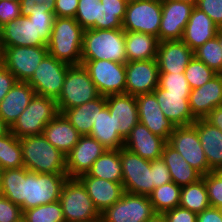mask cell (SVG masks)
Instances as JSON below:
<instances>
[{
  "label": "cell",
  "mask_w": 222,
  "mask_h": 222,
  "mask_svg": "<svg viewBox=\"0 0 222 222\" xmlns=\"http://www.w3.org/2000/svg\"><path fill=\"white\" fill-rule=\"evenodd\" d=\"M218 209H219V211H220V213H221V215H222V205L219 206Z\"/></svg>",
  "instance_id": "03108f58"
},
{
  "label": "cell",
  "mask_w": 222,
  "mask_h": 222,
  "mask_svg": "<svg viewBox=\"0 0 222 222\" xmlns=\"http://www.w3.org/2000/svg\"><path fill=\"white\" fill-rule=\"evenodd\" d=\"M194 56L216 73L222 74V49L216 36L196 49Z\"/></svg>",
  "instance_id": "60d3db41"
},
{
  "label": "cell",
  "mask_w": 222,
  "mask_h": 222,
  "mask_svg": "<svg viewBox=\"0 0 222 222\" xmlns=\"http://www.w3.org/2000/svg\"><path fill=\"white\" fill-rule=\"evenodd\" d=\"M59 201L65 222H86L101 216L78 178H67Z\"/></svg>",
  "instance_id": "52a82bcc"
},
{
  "label": "cell",
  "mask_w": 222,
  "mask_h": 222,
  "mask_svg": "<svg viewBox=\"0 0 222 222\" xmlns=\"http://www.w3.org/2000/svg\"><path fill=\"white\" fill-rule=\"evenodd\" d=\"M78 179L85 186L88 195L100 214L116 203L124 193L121 183L92 177L88 173L80 175Z\"/></svg>",
  "instance_id": "d4e9b609"
},
{
  "label": "cell",
  "mask_w": 222,
  "mask_h": 222,
  "mask_svg": "<svg viewBox=\"0 0 222 222\" xmlns=\"http://www.w3.org/2000/svg\"><path fill=\"white\" fill-rule=\"evenodd\" d=\"M43 135L65 156L77 144L81 136L62 113H59L45 126Z\"/></svg>",
  "instance_id": "83f0119b"
},
{
  "label": "cell",
  "mask_w": 222,
  "mask_h": 222,
  "mask_svg": "<svg viewBox=\"0 0 222 222\" xmlns=\"http://www.w3.org/2000/svg\"><path fill=\"white\" fill-rule=\"evenodd\" d=\"M86 222H105L102 216L97 217L96 219H93L91 221Z\"/></svg>",
  "instance_id": "94428289"
},
{
  "label": "cell",
  "mask_w": 222,
  "mask_h": 222,
  "mask_svg": "<svg viewBox=\"0 0 222 222\" xmlns=\"http://www.w3.org/2000/svg\"><path fill=\"white\" fill-rule=\"evenodd\" d=\"M167 141L153 134L144 124L138 122L124 140V147L147 160L160 159Z\"/></svg>",
  "instance_id": "603a6c76"
},
{
  "label": "cell",
  "mask_w": 222,
  "mask_h": 222,
  "mask_svg": "<svg viewBox=\"0 0 222 222\" xmlns=\"http://www.w3.org/2000/svg\"><path fill=\"white\" fill-rule=\"evenodd\" d=\"M204 119L222 131V106L213 109Z\"/></svg>",
  "instance_id": "11a10c76"
},
{
  "label": "cell",
  "mask_w": 222,
  "mask_h": 222,
  "mask_svg": "<svg viewBox=\"0 0 222 222\" xmlns=\"http://www.w3.org/2000/svg\"><path fill=\"white\" fill-rule=\"evenodd\" d=\"M106 103L114 118L116 131L125 140L139 122L136 96L126 93L111 94L106 96Z\"/></svg>",
  "instance_id": "d6986e66"
},
{
  "label": "cell",
  "mask_w": 222,
  "mask_h": 222,
  "mask_svg": "<svg viewBox=\"0 0 222 222\" xmlns=\"http://www.w3.org/2000/svg\"><path fill=\"white\" fill-rule=\"evenodd\" d=\"M24 167L20 140L11 131L0 137V168L17 169Z\"/></svg>",
  "instance_id": "8d00e7d4"
},
{
  "label": "cell",
  "mask_w": 222,
  "mask_h": 222,
  "mask_svg": "<svg viewBox=\"0 0 222 222\" xmlns=\"http://www.w3.org/2000/svg\"><path fill=\"white\" fill-rule=\"evenodd\" d=\"M89 136L96 139L107 150H118L124 147V139L116 131L114 118L110 115L107 106L99 113Z\"/></svg>",
  "instance_id": "d6a6232c"
},
{
  "label": "cell",
  "mask_w": 222,
  "mask_h": 222,
  "mask_svg": "<svg viewBox=\"0 0 222 222\" xmlns=\"http://www.w3.org/2000/svg\"><path fill=\"white\" fill-rule=\"evenodd\" d=\"M147 222H168L164 213H155Z\"/></svg>",
  "instance_id": "680465c9"
},
{
  "label": "cell",
  "mask_w": 222,
  "mask_h": 222,
  "mask_svg": "<svg viewBox=\"0 0 222 222\" xmlns=\"http://www.w3.org/2000/svg\"><path fill=\"white\" fill-rule=\"evenodd\" d=\"M79 0H54L52 10L55 17L75 18Z\"/></svg>",
  "instance_id": "f907efd6"
},
{
  "label": "cell",
  "mask_w": 222,
  "mask_h": 222,
  "mask_svg": "<svg viewBox=\"0 0 222 222\" xmlns=\"http://www.w3.org/2000/svg\"><path fill=\"white\" fill-rule=\"evenodd\" d=\"M100 95L124 94L126 86L125 63L108 60H81Z\"/></svg>",
  "instance_id": "8fae6325"
},
{
  "label": "cell",
  "mask_w": 222,
  "mask_h": 222,
  "mask_svg": "<svg viewBox=\"0 0 222 222\" xmlns=\"http://www.w3.org/2000/svg\"><path fill=\"white\" fill-rule=\"evenodd\" d=\"M50 5L54 4V0H47Z\"/></svg>",
  "instance_id": "be15d7a7"
},
{
  "label": "cell",
  "mask_w": 222,
  "mask_h": 222,
  "mask_svg": "<svg viewBox=\"0 0 222 222\" xmlns=\"http://www.w3.org/2000/svg\"><path fill=\"white\" fill-rule=\"evenodd\" d=\"M22 217V209L0 194V222H22Z\"/></svg>",
  "instance_id": "bcb514c9"
},
{
  "label": "cell",
  "mask_w": 222,
  "mask_h": 222,
  "mask_svg": "<svg viewBox=\"0 0 222 222\" xmlns=\"http://www.w3.org/2000/svg\"><path fill=\"white\" fill-rule=\"evenodd\" d=\"M195 5L178 1L162 0V16L158 40H182L184 29Z\"/></svg>",
  "instance_id": "9a60e30c"
},
{
  "label": "cell",
  "mask_w": 222,
  "mask_h": 222,
  "mask_svg": "<svg viewBox=\"0 0 222 222\" xmlns=\"http://www.w3.org/2000/svg\"><path fill=\"white\" fill-rule=\"evenodd\" d=\"M48 3L47 0H21L20 7H21V16H28L32 11V7L35 4H45Z\"/></svg>",
  "instance_id": "9f6ffc18"
},
{
  "label": "cell",
  "mask_w": 222,
  "mask_h": 222,
  "mask_svg": "<svg viewBox=\"0 0 222 222\" xmlns=\"http://www.w3.org/2000/svg\"><path fill=\"white\" fill-rule=\"evenodd\" d=\"M84 29L75 18L55 17L48 54L69 65H80Z\"/></svg>",
  "instance_id": "7a4b0ae2"
},
{
  "label": "cell",
  "mask_w": 222,
  "mask_h": 222,
  "mask_svg": "<svg viewBox=\"0 0 222 222\" xmlns=\"http://www.w3.org/2000/svg\"><path fill=\"white\" fill-rule=\"evenodd\" d=\"M125 1L128 3V2H133V1H136V0H125Z\"/></svg>",
  "instance_id": "89a4df30"
},
{
  "label": "cell",
  "mask_w": 222,
  "mask_h": 222,
  "mask_svg": "<svg viewBox=\"0 0 222 222\" xmlns=\"http://www.w3.org/2000/svg\"><path fill=\"white\" fill-rule=\"evenodd\" d=\"M205 182L211 207L222 205V175L218 171H210L202 176Z\"/></svg>",
  "instance_id": "f6af8a7d"
},
{
  "label": "cell",
  "mask_w": 222,
  "mask_h": 222,
  "mask_svg": "<svg viewBox=\"0 0 222 222\" xmlns=\"http://www.w3.org/2000/svg\"><path fill=\"white\" fill-rule=\"evenodd\" d=\"M162 16V0L128 2L122 22L124 31H137L158 38Z\"/></svg>",
  "instance_id": "30bf717a"
},
{
  "label": "cell",
  "mask_w": 222,
  "mask_h": 222,
  "mask_svg": "<svg viewBox=\"0 0 222 222\" xmlns=\"http://www.w3.org/2000/svg\"><path fill=\"white\" fill-rule=\"evenodd\" d=\"M193 125L197 129L209 167L217 171L222 167V131L205 119H196Z\"/></svg>",
  "instance_id": "f1b7e54d"
},
{
  "label": "cell",
  "mask_w": 222,
  "mask_h": 222,
  "mask_svg": "<svg viewBox=\"0 0 222 222\" xmlns=\"http://www.w3.org/2000/svg\"><path fill=\"white\" fill-rule=\"evenodd\" d=\"M197 222H222V215L218 208L209 207L198 213Z\"/></svg>",
  "instance_id": "db71d44e"
},
{
  "label": "cell",
  "mask_w": 222,
  "mask_h": 222,
  "mask_svg": "<svg viewBox=\"0 0 222 222\" xmlns=\"http://www.w3.org/2000/svg\"><path fill=\"white\" fill-rule=\"evenodd\" d=\"M216 37L218 38L219 45L221 46L222 49V28H219Z\"/></svg>",
  "instance_id": "91938a15"
},
{
  "label": "cell",
  "mask_w": 222,
  "mask_h": 222,
  "mask_svg": "<svg viewBox=\"0 0 222 222\" xmlns=\"http://www.w3.org/2000/svg\"><path fill=\"white\" fill-rule=\"evenodd\" d=\"M218 29L212 19L195 6L184 29L182 41L194 52L205 42L213 39Z\"/></svg>",
  "instance_id": "484cf974"
},
{
  "label": "cell",
  "mask_w": 222,
  "mask_h": 222,
  "mask_svg": "<svg viewBox=\"0 0 222 222\" xmlns=\"http://www.w3.org/2000/svg\"><path fill=\"white\" fill-rule=\"evenodd\" d=\"M0 49L1 63L18 82H28L48 54L47 46H0Z\"/></svg>",
  "instance_id": "9c48e42d"
},
{
  "label": "cell",
  "mask_w": 222,
  "mask_h": 222,
  "mask_svg": "<svg viewBox=\"0 0 222 222\" xmlns=\"http://www.w3.org/2000/svg\"><path fill=\"white\" fill-rule=\"evenodd\" d=\"M184 74L192 90L203 86L218 73L194 56L186 67Z\"/></svg>",
  "instance_id": "b9f144b4"
},
{
  "label": "cell",
  "mask_w": 222,
  "mask_h": 222,
  "mask_svg": "<svg viewBox=\"0 0 222 222\" xmlns=\"http://www.w3.org/2000/svg\"><path fill=\"white\" fill-rule=\"evenodd\" d=\"M158 86L175 94H190L191 91L184 73H159Z\"/></svg>",
  "instance_id": "7bdbcfd3"
},
{
  "label": "cell",
  "mask_w": 222,
  "mask_h": 222,
  "mask_svg": "<svg viewBox=\"0 0 222 222\" xmlns=\"http://www.w3.org/2000/svg\"><path fill=\"white\" fill-rule=\"evenodd\" d=\"M196 7L205 12L219 28H222V0H198Z\"/></svg>",
  "instance_id": "7dc6e473"
},
{
  "label": "cell",
  "mask_w": 222,
  "mask_h": 222,
  "mask_svg": "<svg viewBox=\"0 0 222 222\" xmlns=\"http://www.w3.org/2000/svg\"><path fill=\"white\" fill-rule=\"evenodd\" d=\"M178 1L188 2V3H191V4L195 5V6H196V4L198 2V0H178Z\"/></svg>",
  "instance_id": "6125c7cd"
},
{
  "label": "cell",
  "mask_w": 222,
  "mask_h": 222,
  "mask_svg": "<svg viewBox=\"0 0 222 222\" xmlns=\"http://www.w3.org/2000/svg\"><path fill=\"white\" fill-rule=\"evenodd\" d=\"M182 187L173 181L157 187L149 195L150 202L156 213H164L179 206Z\"/></svg>",
  "instance_id": "74e56055"
},
{
  "label": "cell",
  "mask_w": 222,
  "mask_h": 222,
  "mask_svg": "<svg viewBox=\"0 0 222 222\" xmlns=\"http://www.w3.org/2000/svg\"><path fill=\"white\" fill-rule=\"evenodd\" d=\"M0 46H47L37 27L27 16H20L0 28Z\"/></svg>",
  "instance_id": "ffe728a7"
},
{
  "label": "cell",
  "mask_w": 222,
  "mask_h": 222,
  "mask_svg": "<svg viewBox=\"0 0 222 222\" xmlns=\"http://www.w3.org/2000/svg\"><path fill=\"white\" fill-rule=\"evenodd\" d=\"M151 169H152V177H153V184H154V189L157 187L162 186L163 184L170 183L171 177L169 173V169L162 160L156 159L151 161Z\"/></svg>",
  "instance_id": "c3c4849f"
},
{
  "label": "cell",
  "mask_w": 222,
  "mask_h": 222,
  "mask_svg": "<svg viewBox=\"0 0 222 222\" xmlns=\"http://www.w3.org/2000/svg\"><path fill=\"white\" fill-rule=\"evenodd\" d=\"M188 101L195 119H204L213 109L222 106V74L192 89Z\"/></svg>",
  "instance_id": "7402d4cb"
},
{
  "label": "cell",
  "mask_w": 222,
  "mask_h": 222,
  "mask_svg": "<svg viewBox=\"0 0 222 222\" xmlns=\"http://www.w3.org/2000/svg\"><path fill=\"white\" fill-rule=\"evenodd\" d=\"M107 149L89 135H81L77 144L66 155L68 178H78L87 173L95 160Z\"/></svg>",
  "instance_id": "e0dca14e"
},
{
  "label": "cell",
  "mask_w": 222,
  "mask_h": 222,
  "mask_svg": "<svg viewBox=\"0 0 222 222\" xmlns=\"http://www.w3.org/2000/svg\"><path fill=\"white\" fill-rule=\"evenodd\" d=\"M168 222H197L198 214L181 206L164 212Z\"/></svg>",
  "instance_id": "816d5d0a"
},
{
  "label": "cell",
  "mask_w": 222,
  "mask_h": 222,
  "mask_svg": "<svg viewBox=\"0 0 222 222\" xmlns=\"http://www.w3.org/2000/svg\"><path fill=\"white\" fill-rule=\"evenodd\" d=\"M56 99L35 95L11 127L17 138L43 134L45 126L59 114Z\"/></svg>",
  "instance_id": "5b68a950"
},
{
  "label": "cell",
  "mask_w": 222,
  "mask_h": 222,
  "mask_svg": "<svg viewBox=\"0 0 222 222\" xmlns=\"http://www.w3.org/2000/svg\"><path fill=\"white\" fill-rule=\"evenodd\" d=\"M20 2L0 0V28L21 16Z\"/></svg>",
  "instance_id": "681fc988"
},
{
  "label": "cell",
  "mask_w": 222,
  "mask_h": 222,
  "mask_svg": "<svg viewBox=\"0 0 222 222\" xmlns=\"http://www.w3.org/2000/svg\"><path fill=\"white\" fill-rule=\"evenodd\" d=\"M2 169L0 168V188H1V175H2Z\"/></svg>",
  "instance_id": "e7e4bbea"
},
{
  "label": "cell",
  "mask_w": 222,
  "mask_h": 222,
  "mask_svg": "<svg viewBox=\"0 0 222 222\" xmlns=\"http://www.w3.org/2000/svg\"><path fill=\"white\" fill-rule=\"evenodd\" d=\"M23 222H65L60 201L23 211Z\"/></svg>",
  "instance_id": "ab89813d"
},
{
  "label": "cell",
  "mask_w": 222,
  "mask_h": 222,
  "mask_svg": "<svg viewBox=\"0 0 222 222\" xmlns=\"http://www.w3.org/2000/svg\"><path fill=\"white\" fill-rule=\"evenodd\" d=\"M222 175V167L217 170Z\"/></svg>",
  "instance_id": "a7ac6f4b"
},
{
  "label": "cell",
  "mask_w": 222,
  "mask_h": 222,
  "mask_svg": "<svg viewBox=\"0 0 222 222\" xmlns=\"http://www.w3.org/2000/svg\"><path fill=\"white\" fill-rule=\"evenodd\" d=\"M122 185L124 192L149 196L154 190L151 161L122 147Z\"/></svg>",
  "instance_id": "ba28073f"
},
{
  "label": "cell",
  "mask_w": 222,
  "mask_h": 222,
  "mask_svg": "<svg viewBox=\"0 0 222 222\" xmlns=\"http://www.w3.org/2000/svg\"><path fill=\"white\" fill-rule=\"evenodd\" d=\"M125 93L139 95L152 93L159 85V68L156 59L125 63Z\"/></svg>",
  "instance_id": "2e32d148"
},
{
  "label": "cell",
  "mask_w": 222,
  "mask_h": 222,
  "mask_svg": "<svg viewBox=\"0 0 222 222\" xmlns=\"http://www.w3.org/2000/svg\"><path fill=\"white\" fill-rule=\"evenodd\" d=\"M5 1L20 2L21 0H5Z\"/></svg>",
  "instance_id": "003e7915"
},
{
  "label": "cell",
  "mask_w": 222,
  "mask_h": 222,
  "mask_svg": "<svg viewBox=\"0 0 222 222\" xmlns=\"http://www.w3.org/2000/svg\"><path fill=\"white\" fill-rule=\"evenodd\" d=\"M17 82L15 76L0 63V102Z\"/></svg>",
  "instance_id": "f5cc1de1"
},
{
  "label": "cell",
  "mask_w": 222,
  "mask_h": 222,
  "mask_svg": "<svg viewBox=\"0 0 222 222\" xmlns=\"http://www.w3.org/2000/svg\"><path fill=\"white\" fill-rule=\"evenodd\" d=\"M67 173H36L25 167L2 171L0 194L22 211L59 201Z\"/></svg>",
  "instance_id": "6da1fadb"
},
{
  "label": "cell",
  "mask_w": 222,
  "mask_h": 222,
  "mask_svg": "<svg viewBox=\"0 0 222 222\" xmlns=\"http://www.w3.org/2000/svg\"><path fill=\"white\" fill-rule=\"evenodd\" d=\"M161 158L169 169L171 180L180 187L196 183L202 178V175L168 143L164 146Z\"/></svg>",
  "instance_id": "4dcf8cb0"
},
{
  "label": "cell",
  "mask_w": 222,
  "mask_h": 222,
  "mask_svg": "<svg viewBox=\"0 0 222 222\" xmlns=\"http://www.w3.org/2000/svg\"><path fill=\"white\" fill-rule=\"evenodd\" d=\"M194 52L182 40L161 41L156 61L159 73H184Z\"/></svg>",
  "instance_id": "44dd1931"
},
{
  "label": "cell",
  "mask_w": 222,
  "mask_h": 222,
  "mask_svg": "<svg viewBox=\"0 0 222 222\" xmlns=\"http://www.w3.org/2000/svg\"><path fill=\"white\" fill-rule=\"evenodd\" d=\"M125 0H100L95 29H120L125 17Z\"/></svg>",
  "instance_id": "e575fe53"
},
{
  "label": "cell",
  "mask_w": 222,
  "mask_h": 222,
  "mask_svg": "<svg viewBox=\"0 0 222 222\" xmlns=\"http://www.w3.org/2000/svg\"><path fill=\"white\" fill-rule=\"evenodd\" d=\"M167 143L177 150L187 163L202 176L213 171L208 165L197 129L193 124L176 126Z\"/></svg>",
  "instance_id": "4fadbf2b"
},
{
  "label": "cell",
  "mask_w": 222,
  "mask_h": 222,
  "mask_svg": "<svg viewBox=\"0 0 222 222\" xmlns=\"http://www.w3.org/2000/svg\"><path fill=\"white\" fill-rule=\"evenodd\" d=\"M179 206L197 214L211 207L207 188L202 178L196 183L182 187Z\"/></svg>",
  "instance_id": "d590c367"
},
{
  "label": "cell",
  "mask_w": 222,
  "mask_h": 222,
  "mask_svg": "<svg viewBox=\"0 0 222 222\" xmlns=\"http://www.w3.org/2000/svg\"><path fill=\"white\" fill-rule=\"evenodd\" d=\"M158 44V38L153 35L125 31L127 62L156 59Z\"/></svg>",
  "instance_id": "1f68e13d"
},
{
  "label": "cell",
  "mask_w": 222,
  "mask_h": 222,
  "mask_svg": "<svg viewBox=\"0 0 222 222\" xmlns=\"http://www.w3.org/2000/svg\"><path fill=\"white\" fill-rule=\"evenodd\" d=\"M37 27V31L42 40L47 44L50 40L55 14L52 10V5L49 3L35 4L32 11L27 16Z\"/></svg>",
  "instance_id": "f35d334b"
},
{
  "label": "cell",
  "mask_w": 222,
  "mask_h": 222,
  "mask_svg": "<svg viewBox=\"0 0 222 222\" xmlns=\"http://www.w3.org/2000/svg\"><path fill=\"white\" fill-rule=\"evenodd\" d=\"M24 167L36 173H67L66 156L43 134L20 138Z\"/></svg>",
  "instance_id": "277c9868"
},
{
  "label": "cell",
  "mask_w": 222,
  "mask_h": 222,
  "mask_svg": "<svg viewBox=\"0 0 222 222\" xmlns=\"http://www.w3.org/2000/svg\"><path fill=\"white\" fill-rule=\"evenodd\" d=\"M36 95L27 82H16L8 94L0 102V116L12 127Z\"/></svg>",
  "instance_id": "4316f807"
},
{
  "label": "cell",
  "mask_w": 222,
  "mask_h": 222,
  "mask_svg": "<svg viewBox=\"0 0 222 222\" xmlns=\"http://www.w3.org/2000/svg\"><path fill=\"white\" fill-rule=\"evenodd\" d=\"M139 122L144 124L153 134L168 141L175 126L162 112L153 93L136 95Z\"/></svg>",
  "instance_id": "ac0fdd59"
},
{
  "label": "cell",
  "mask_w": 222,
  "mask_h": 222,
  "mask_svg": "<svg viewBox=\"0 0 222 222\" xmlns=\"http://www.w3.org/2000/svg\"><path fill=\"white\" fill-rule=\"evenodd\" d=\"M11 131V127L0 116V137L7 135Z\"/></svg>",
  "instance_id": "6f0895ef"
},
{
  "label": "cell",
  "mask_w": 222,
  "mask_h": 222,
  "mask_svg": "<svg viewBox=\"0 0 222 222\" xmlns=\"http://www.w3.org/2000/svg\"><path fill=\"white\" fill-rule=\"evenodd\" d=\"M87 173L92 177L122 184L120 149L106 150L95 160L91 169Z\"/></svg>",
  "instance_id": "836d02e7"
},
{
  "label": "cell",
  "mask_w": 222,
  "mask_h": 222,
  "mask_svg": "<svg viewBox=\"0 0 222 222\" xmlns=\"http://www.w3.org/2000/svg\"><path fill=\"white\" fill-rule=\"evenodd\" d=\"M100 94L90 78L86 68L80 65H71L66 73L61 94L56 99L59 112L74 108L92 101Z\"/></svg>",
  "instance_id": "8992f818"
},
{
  "label": "cell",
  "mask_w": 222,
  "mask_h": 222,
  "mask_svg": "<svg viewBox=\"0 0 222 222\" xmlns=\"http://www.w3.org/2000/svg\"><path fill=\"white\" fill-rule=\"evenodd\" d=\"M106 106V96L100 95L96 99L80 106L65 109L62 114L81 135H89L99 113Z\"/></svg>",
  "instance_id": "f546056e"
},
{
  "label": "cell",
  "mask_w": 222,
  "mask_h": 222,
  "mask_svg": "<svg viewBox=\"0 0 222 222\" xmlns=\"http://www.w3.org/2000/svg\"><path fill=\"white\" fill-rule=\"evenodd\" d=\"M103 59L127 62L125 31L122 28L84 30L81 60Z\"/></svg>",
  "instance_id": "3957f363"
},
{
  "label": "cell",
  "mask_w": 222,
  "mask_h": 222,
  "mask_svg": "<svg viewBox=\"0 0 222 222\" xmlns=\"http://www.w3.org/2000/svg\"><path fill=\"white\" fill-rule=\"evenodd\" d=\"M155 213L149 196L124 192L101 216L105 222H147Z\"/></svg>",
  "instance_id": "5bb4252c"
},
{
  "label": "cell",
  "mask_w": 222,
  "mask_h": 222,
  "mask_svg": "<svg viewBox=\"0 0 222 222\" xmlns=\"http://www.w3.org/2000/svg\"><path fill=\"white\" fill-rule=\"evenodd\" d=\"M70 66L47 54L27 83L34 89L36 95L57 99Z\"/></svg>",
  "instance_id": "7c38bea8"
},
{
  "label": "cell",
  "mask_w": 222,
  "mask_h": 222,
  "mask_svg": "<svg viewBox=\"0 0 222 222\" xmlns=\"http://www.w3.org/2000/svg\"><path fill=\"white\" fill-rule=\"evenodd\" d=\"M100 0H79L75 19L84 30L95 29Z\"/></svg>",
  "instance_id": "ee69618b"
},
{
  "label": "cell",
  "mask_w": 222,
  "mask_h": 222,
  "mask_svg": "<svg viewBox=\"0 0 222 222\" xmlns=\"http://www.w3.org/2000/svg\"><path fill=\"white\" fill-rule=\"evenodd\" d=\"M152 93L156 96L165 117L170 120L175 127L191 125L196 121L191 113L188 101L190 94L169 93L159 86Z\"/></svg>",
  "instance_id": "cb8c5ba5"
}]
</instances>
